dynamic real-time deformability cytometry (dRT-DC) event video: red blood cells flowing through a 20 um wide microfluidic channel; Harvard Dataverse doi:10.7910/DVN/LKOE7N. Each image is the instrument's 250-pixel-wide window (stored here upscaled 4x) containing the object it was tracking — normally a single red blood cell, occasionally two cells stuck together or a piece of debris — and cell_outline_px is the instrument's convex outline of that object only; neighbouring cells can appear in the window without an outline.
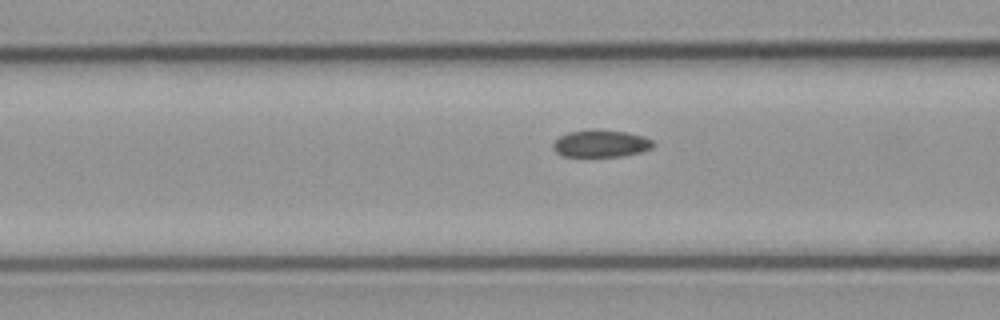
{"species": "common noctule bat (a hibernating species)", "species_latin": "Nyctalus noctula", "temperature_condition": "cold", "stored_images_in_passage": 21, "camera_frame_rate_fps": 3000, "um_per_image_px": 0.085, "animal": {"sex": "male", "body_mass_g": 23.1, "forearm_length_mm": 52.7}, "frame": {"image": 1, "passage_image": 19, "time_ms": 6.0, "image_size_px": [1000, 320], "cell_outline_px": [[656, 144], [652, 148], [640, 152], [620, 156], [564, 156], [556, 152], [552, 148], [552, 144], [560, 136], [568, 132], [592, 128], [628, 132], [644, 136], [652, 140]], "centroid_in_image_um": [51.08, 12.18], "position_along_channel_um": 115.5, "area_um2": 16.07}}